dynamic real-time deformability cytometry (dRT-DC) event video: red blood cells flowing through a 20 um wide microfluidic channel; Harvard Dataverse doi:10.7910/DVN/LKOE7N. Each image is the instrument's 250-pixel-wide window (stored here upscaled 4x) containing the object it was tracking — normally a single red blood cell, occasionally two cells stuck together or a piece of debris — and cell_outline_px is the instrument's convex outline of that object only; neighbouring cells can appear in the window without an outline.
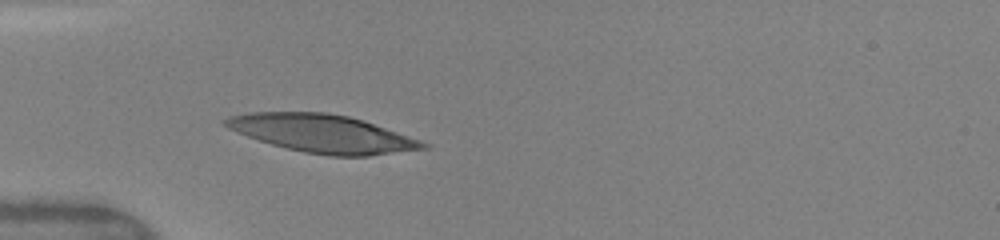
{"species": "human", "species_latin": "Homo sapiens", "temperature_condition": "warm", "stored_images_in_passage": 28, "camera_frame_rate_fps": 3000, "um_per_image_px": 0.085, "donor": {"sex": "female"}, "frame": {"image": 1, "passage_image": 4, "time_ms": 0.667, "image_size_px": [1000, 240], "cell_outline_px": [[432, 144], [428, 148], [368, 156], [328, 156], [304, 152], [272, 144], [236, 132], [220, 124], [220, 120], [228, 116], [248, 112], [324, 112], [348, 116], [364, 120]], "centroid_in_image_um": [27.39, 11.34], "position_along_channel_um": 57.6, "area_um2": 43.75}}
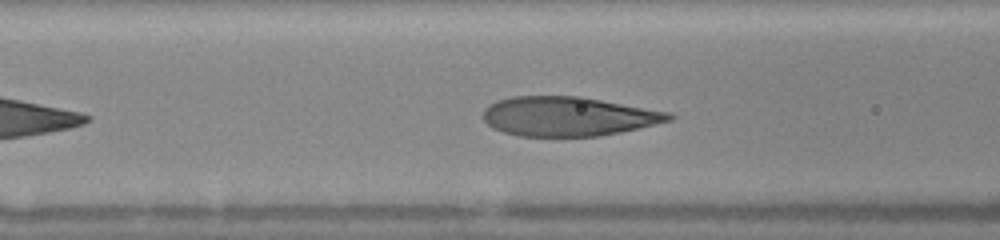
{"frame": {"image": 2, "passage_image": 12, "time_ms": 2.333, "image_size_px": [1000, 240], "cell_outline_px": [[676, 116], [672, 120], [620, 132], [600, 136], [520, 136], [504, 132], [492, 128], [484, 120], [484, 108], [488, 104], [496, 100], [512, 96], [580, 96], [672, 112]], "centroid_in_image_um": [48.3, 9.88], "position_along_channel_um": 118.3, "area_um2": 42.77}}